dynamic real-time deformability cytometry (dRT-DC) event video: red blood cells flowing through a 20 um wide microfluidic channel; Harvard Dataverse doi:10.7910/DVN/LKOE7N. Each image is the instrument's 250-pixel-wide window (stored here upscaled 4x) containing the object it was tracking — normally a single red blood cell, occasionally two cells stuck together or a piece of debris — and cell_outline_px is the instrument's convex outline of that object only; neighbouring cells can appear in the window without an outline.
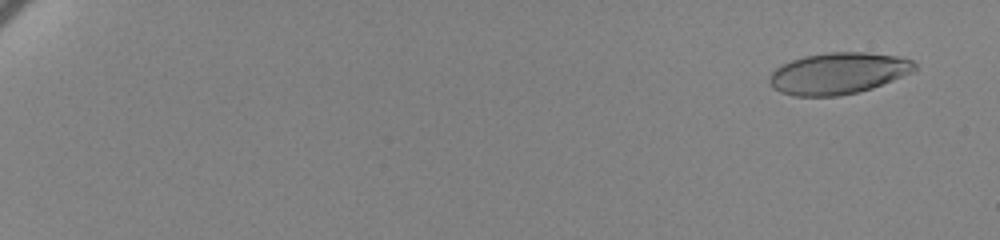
{"species": "human", "species_latin": "Homo sapiens", "temperature_condition": "cold", "stored_images_in_passage": 62, "camera_frame_rate_fps": 3000, "um_per_image_px": 0.085, "donor": {"sex": "female"}, "frame": {"image": 1, "passage_image": 4, "time_ms": 1.0, "image_size_px": [1000, 240], "cell_outline_px": [[916, 68], [912, 72], [872, 88], [856, 92], [836, 96], [796, 96], [780, 92], [768, 80], [772, 72], [780, 64], [804, 56], [828, 52], [868, 52], [900, 56], [912, 60], [916, 64]], "centroid_in_image_um": [71.26, 6.21], "position_along_channel_um": 13.7, "area_um2": 34.97}}
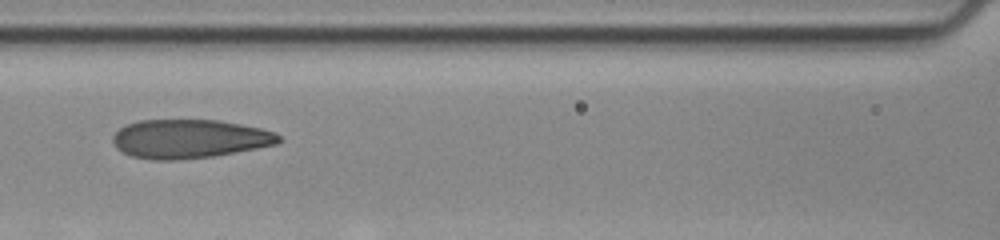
{"frame": {"image": 2, "passage_image": 33, "time_ms": 10.667, "image_size_px": [1000, 240], "cell_outline_px": [[280, 140], [276, 144], [256, 148], [212, 156], [176, 160], [152, 160], [132, 156], [116, 148], [112, 140], [112, 136], [120, 128], [128, 124], [140, 120], [220, 120], [260, 128], [276, 132], [280, 136]], "centroid_in_image_um": [16.08, 11.8], "position_along_channel_um": 150.5, "area_um2": 37.34}}
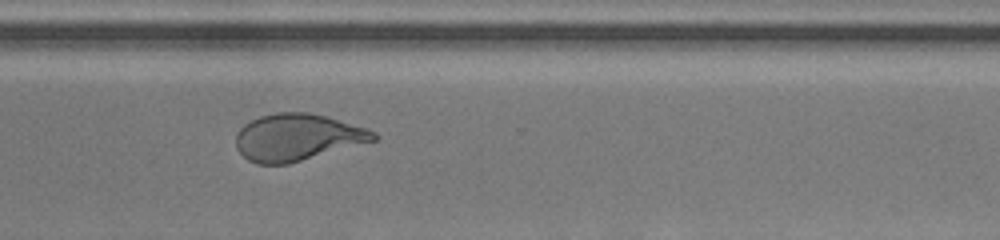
{"frame": {"image": 3, "passage_image": 50, "time_ms": 16.333, "image_size_px": [1000, 240], "cell_outline_px": [[380, 136], [376, 140], [288, 164], [256, 164], [248, 160], [236, 148], [236, 132], [244, 124], [260, 116], [276, 112], [308, 112], [324, 116], [368, 128], [376, 132]], "centroid_in_image_um": [25.26, 11.67], "position_along_channel_um": 345.3, "area_um2": 37.57}, "authors_computed_cell_mechanics": {"area_um2": 37.0498, "velocity_mm_per_s": 3.4518, "shape_relaxation_time_tau1_ms": 6.1704, "shape_relaxation_time_tau2_ms": 1.2359, "deformation_change_tau1": 0.2071, "deformation_change_tau2": 0.0867}}